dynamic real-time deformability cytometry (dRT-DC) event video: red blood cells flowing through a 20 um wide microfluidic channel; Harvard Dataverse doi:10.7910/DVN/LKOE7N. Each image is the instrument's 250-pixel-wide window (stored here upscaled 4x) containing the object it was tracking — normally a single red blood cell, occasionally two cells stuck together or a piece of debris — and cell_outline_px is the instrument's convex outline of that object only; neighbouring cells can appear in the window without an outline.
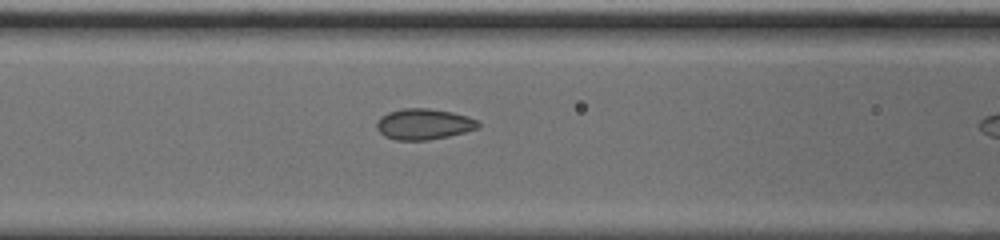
{"species": "common noctule bat (a hibernating species)", "species_latin": "Nyctalus noctula", "temperature_condition": "cold", "stored_images_in_passage": 10, "camera_frame_rate_fps": 3000, "um_per_image_px": 0.085, "animal": {"sex": "male", "body_mass_g": 20.0, "forearm_length_mm": 53.3}, "frame": {"image": 1, "passage_image": 9, "time_ms": 2.667, "image_size_px": [1000, 240], "cell_outline_px": [[480, 128], [448, 136], [428, 140], [396, 140], [384, 136], [376, 128], [376, 120], [380, 116], [388, 112], [404, 108], [428, 108], [452, 112], [468, 116], [476, 120], [480, 124]], "centroid_in_image_um": [36.0, 10.55], "position_along_channel_um": 130.6, "area_um2": 18.38}}